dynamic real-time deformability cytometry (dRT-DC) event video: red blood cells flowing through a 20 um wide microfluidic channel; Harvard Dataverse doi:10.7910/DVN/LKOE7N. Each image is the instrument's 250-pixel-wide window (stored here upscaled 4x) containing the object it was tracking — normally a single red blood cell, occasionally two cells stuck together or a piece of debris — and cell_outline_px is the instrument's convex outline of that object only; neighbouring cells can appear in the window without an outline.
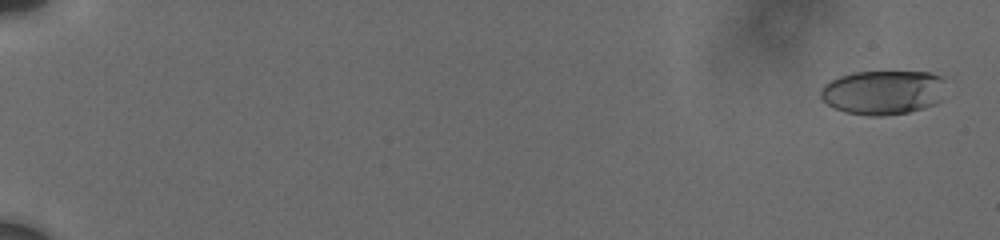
{"species": "human", "species_latin": "Homo sapiens", "temperature_condition": "cold", "stored_images_in_passage": 54, "camera_frame_rate_fps": 3000, "um_per_image_px": 0.085, "donor": {"sex": "male"}, "frame": {"image": 1, "passage_image": 3, "time_ms": 0.667, "image_size_px": [1000, 240], "cell_outline_px": [[944, 80], [940, 100], [936, 104], [924, 108], [908, 112], [884, 116], [868, 116], [844, 112], [832, 108], [820, 96], [820, 92], [824, 84], [840, 76], [852, 72], [928, 72], [944, 76]], "centroid_in_image_um": [75.05, 7.86], "position_along_channel_um": 9.9, "area_um2": 32.48}}
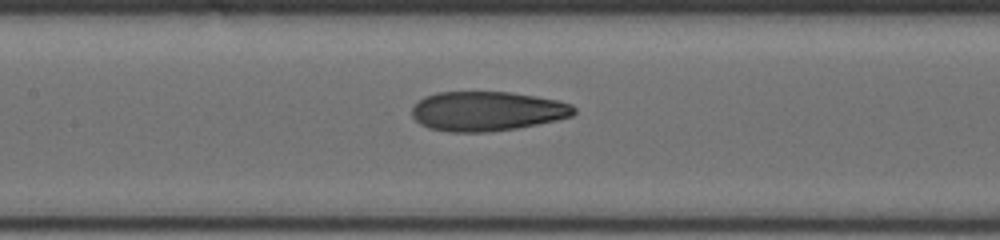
{"frame": {"image": 2, "passage_image": 32, "time_ms": 10.333, "image_size_px": [1000, 240], "cell_outline_px": [[576, 112], [572, 116], [556, 120], [516, 128], [492, 132], [448, 132], [428, 128], [420, 124], [412, 116], [412, 108], [424, 96], [436, 92], [512, 92], [560, 100], [572, 104], [576, 108]], "centroid_in_image_um": [41.41, 9.45], "position_along_channel_um": 166.0, "area_um2": 37.57}}
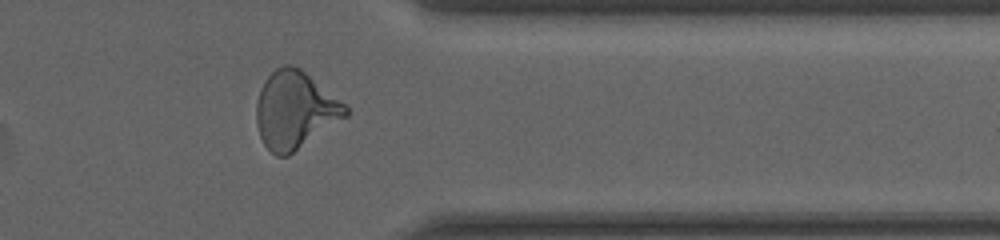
{"frame": {"image": 3, "passage_image": 50, "time_ms": 16.333, "image_size_px": [1000, 240], "cell_outline_px": [[348, 116], [288, 156], [276, 156], [264, 144], [260, 136], [256, 124], [256, 104], [260, 88], [264, 80], [276, 68], [284, 64], [292, 64], [300, 68], [348, 104]], "centroid_in_image_um": [25.09, 9.34], "position_along_channel_um": 386.3, "area_um2": 40.52}}